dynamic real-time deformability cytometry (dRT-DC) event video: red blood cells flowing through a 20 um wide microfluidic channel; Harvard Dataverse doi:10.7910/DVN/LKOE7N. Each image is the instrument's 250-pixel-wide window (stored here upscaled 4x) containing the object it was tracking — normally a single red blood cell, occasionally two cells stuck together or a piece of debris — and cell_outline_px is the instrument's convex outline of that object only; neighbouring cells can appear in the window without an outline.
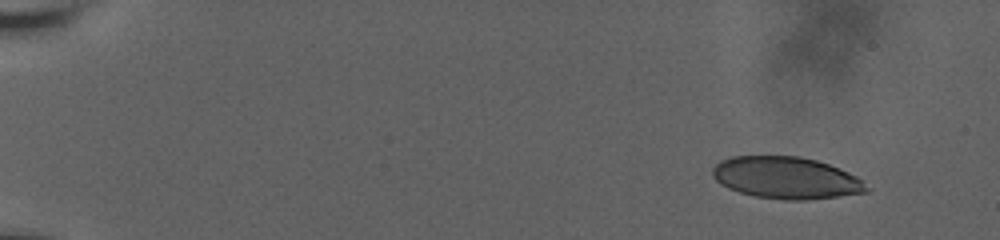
{"species": "human", "species_latin": "Homo sapiens", "temperature_condition": "room temperature", "stored_images_in_passage": 23, "camera_frame_rate_fps": 3000, "um_per_image_px": 0.085, "donor": {"sex": "male"}, "frame": {"image": 1, "passage_image": 1, "time_ms": 0.0, "image_size_px": [1000, 240], "cell_outline_px": [[872, 188], [868, 192], [804, 200], [784, 200], [756, 196], [740, 192], [728, 188], [720, 184], [712, 176], [712, 168], [720, 160], [732, 156], [800, 156], [816, 160], [828, 164], [848, 172], [856, 176]], "centroid_in_image_um": [66.82, 15.11], "position_along_channel_um": 18.2, "area_um2": 37.63}}
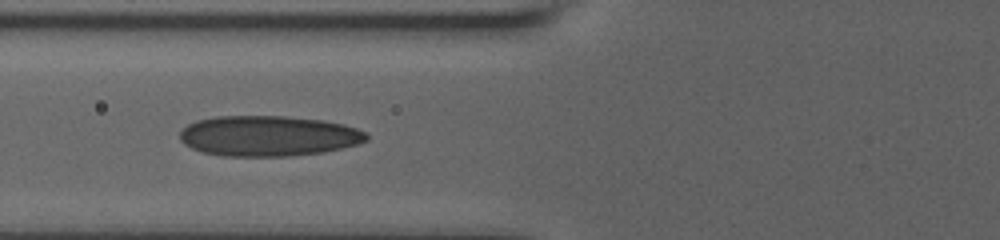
{"frame": {"image": 2, "passage_image": 20, "time_ms": 6.667, "image_size_px": [1000, 240], "cell_outline_px": [[368, 140], [356, 144], [324, 152], [288, 156], [224, 156], [204, 152], [192, 148], [184, 144], [180, 140], [180, 132], [188, 124], [196, 120], [216, 116], [284, 116], [320, 120], [344, 124], [368, 132]], "centroid_in_image_um": [22.81, 11.55], "position_along_channel_um": 103.0, "area_um2": 43.99}}
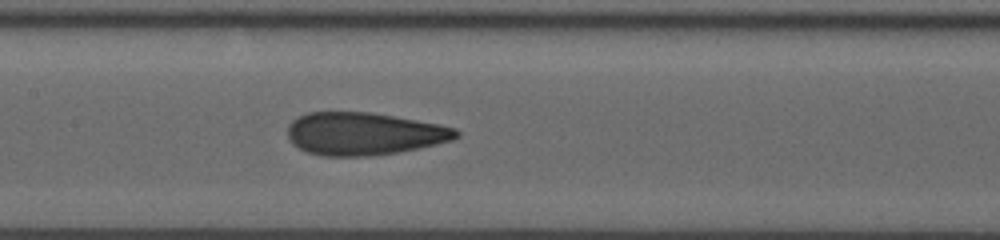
{"frame": {"image": 3, "passage_image": 23, "time_ms": 8.667, "image_size_px": [1000, 240], "cell_outline_px": [[460, 136], [452, 140], [436, 144], [396, 152], [372, 156], [320, 156], [308, 152], [292, 144], [288, 136], [288, 124], [292, 120], [308, 112], [368, 112], [392, 116], [436, 124], [456, 128], [460, 132]], "centroid_in_image_um": [30.9, 11.37], "position_along_channel_um": 176.5, "area_um2": 41.62}}